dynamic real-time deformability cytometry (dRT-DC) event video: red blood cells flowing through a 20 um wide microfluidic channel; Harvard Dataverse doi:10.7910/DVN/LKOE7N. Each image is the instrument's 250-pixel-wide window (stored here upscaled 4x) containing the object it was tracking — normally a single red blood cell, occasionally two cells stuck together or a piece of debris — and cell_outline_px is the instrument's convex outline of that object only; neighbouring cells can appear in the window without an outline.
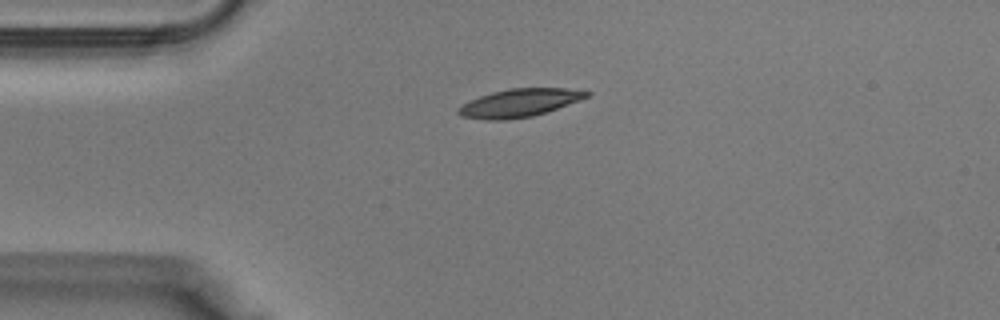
{"species": "Egyptian fruit bat (a non-hibernating species)", "species_latin": "Rousettus aegyptiacus", "temperature_condition": "warm", "stored_images_in_passage": 31, "camera_frame_rate_fps": 3000, "um_per_image_px": 0.085, "animal": {"sex": "male"}, "frame": {"image": 1, "passage_image": 1, "time_ms": 0.0, "image_size_px": [1000, 320], "cell_outline_px": [[592, 92], [588, 96], [580, 100], [532, 116], [504, 120], [488, 120], [460, 116], [456, 112], [456, 108], [480, 96], [492, 92], [508, 88], [568, 88]], "centroid_in_image_um": [44.12, 8.74], "position_along_channel_um": 40.9, "area_um2": 20.75}}
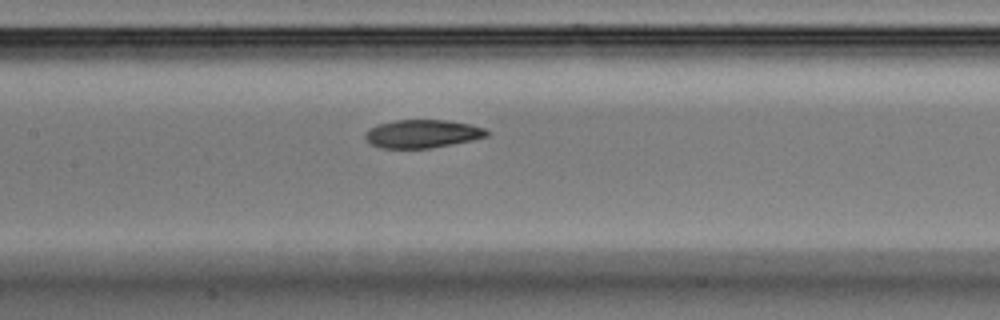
{"frame": {"image": 2, "passage_image": 10, "time_ms": 3.0, "image_size_px": [1000, 320], "cell_outline_px": [[492, 132], [488, 136], [472, 140], [432, 148], [380, 148], [368, 144], [364, 136], [368, 128], [376, 124], [396, 120], [444, 120], [472, 124], [484, 128]], "centroid_in_image_um": [35.89, 11.37], "position_along_channel_um": 171.5, "area_um2": 20.29}}
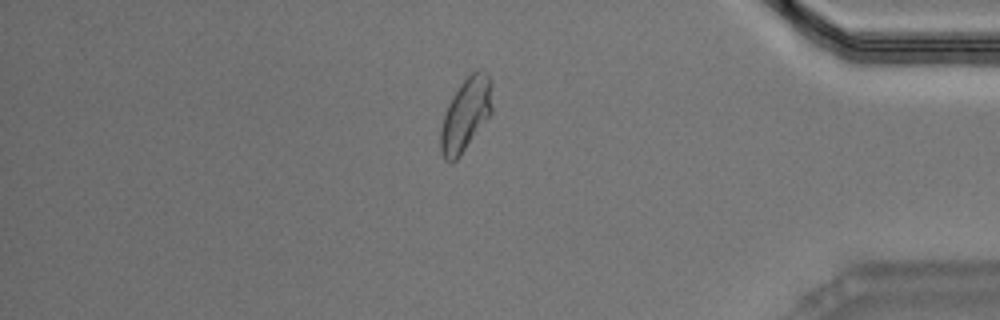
{"frame": {"image": 3, "passage_image": 25, "time_ms": 8.0, "image_size_px": [1000, 320], "cell_outline_px": [[492, 112], [460, 156], [452, 164], [444, 160], [440, 152], [440, 128], [448, 104], [452, 96], [460, 84], [476, 68], [484, 68], [492, 84]], "centroid_in_image_um": [39.58, 9.72], "position_along_channel_um": 395.6, "area_um2": 22.2}}